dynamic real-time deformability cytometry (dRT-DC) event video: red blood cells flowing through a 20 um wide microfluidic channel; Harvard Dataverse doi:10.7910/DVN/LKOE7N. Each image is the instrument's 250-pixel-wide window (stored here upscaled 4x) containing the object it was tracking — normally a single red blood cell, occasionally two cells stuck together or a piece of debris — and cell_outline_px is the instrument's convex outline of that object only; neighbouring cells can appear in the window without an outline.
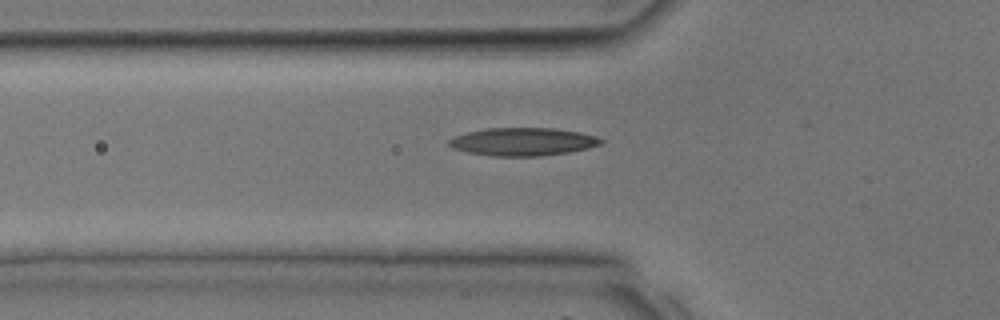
{"species": "common noctule bat (a hibernating species)", "species_latin": "Nyctalus noctula", "temperature_condition": "room temperature", "stored_images_in_passage": 13, "camera_frame_rate_fps": 3000, "um_per_image_px": 0.085, "animal": {"sex": "male", "body_mass_g": 17.9, "forearm_length_mm": 54.2}, "frame": {"image": 1, "passage_image": 4, "time_ms": 1.0, "image_size_px": [1000, 320], "cell_outline_px": [[604, 140], [600, 144], [588, 148], [568, 152], [540, 156], [492, 156], [468, 152], [452, 148], [448, 144], [448, 140], [452, 136], [468, 132], [488, 128], [552, 128], [580, 132], [596, 136]], "centroid_in_image_um": [44.42, 12.04], "position_along_channel_um": 81.4, "area_um2": 24.74}}
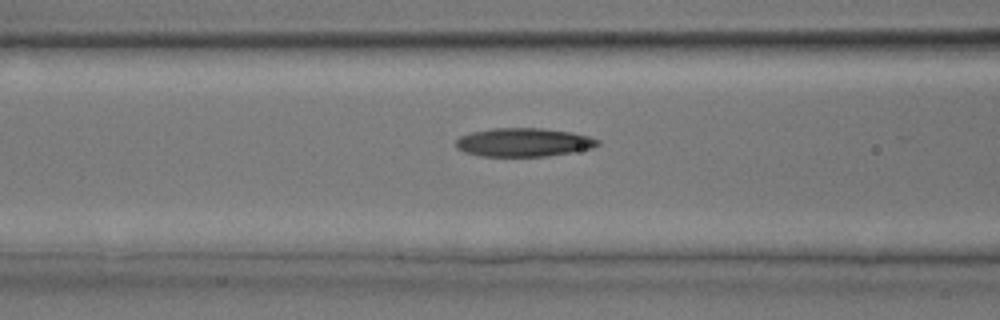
{"frame": {"image": 2, "passage_image": 6, "time_ms": 1.667, "image_size_px": [1000, 320], "cell_outline_px": [[600, 144], [592, 148], [572, 152], [548, 156], [480, 156], [464, 152], [456, 148], [456, 140], [460, 136], [472, 132], [492, 128], [540, 128], [572, 132], [588, 136], [600, 140]], "centroid_in_image_um": [44.5, 12.1], "position_along_channel_um": 122.1, "area_um2": 23.64}}